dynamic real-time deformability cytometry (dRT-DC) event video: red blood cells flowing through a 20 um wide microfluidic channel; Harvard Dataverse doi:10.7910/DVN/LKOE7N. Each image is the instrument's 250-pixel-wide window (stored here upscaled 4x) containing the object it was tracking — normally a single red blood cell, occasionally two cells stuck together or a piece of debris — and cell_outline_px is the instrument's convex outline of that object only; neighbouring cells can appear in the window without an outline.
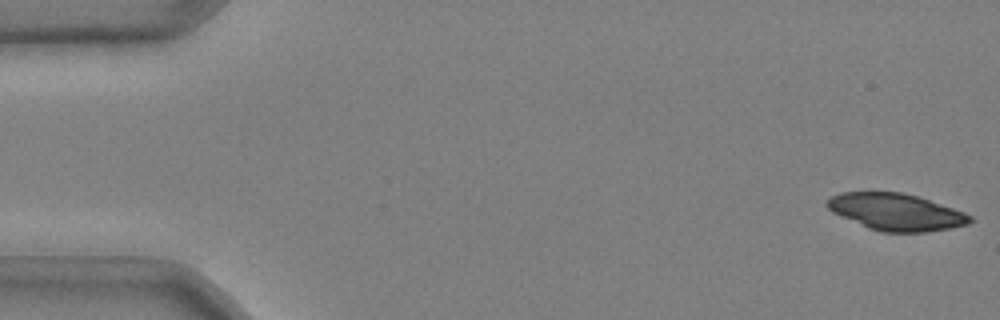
{"species": "common noctule bat (a hibernating species)", "species_latin": "Nyctalus noctula", "temperature_condition": "cold", "stored_images_in_passage": 51, "camera_frame_rate_fps": 3000, "um_per_image_px": 0.085, "animal": {"sex": "male", "body_mass_g": 20.4}, "frame": {"image": 1, "passage_image": 1, "time_ms": 0.0, "image_size_px": [1000, 320], "cell_outline_px": [[976, 220], [968, 224], [948, 228], [924, 232], [880, 232], [868, 228], [840, 216], [832, 212], [824, 204], [832, 196], [840, 192], [900, 192], [916, 196], [964, 212], [972, 216]], "centroid_in_image_um": [76.14, 18.02], "position_along_channel_um": 8.9, "area_um2": 30.52}}
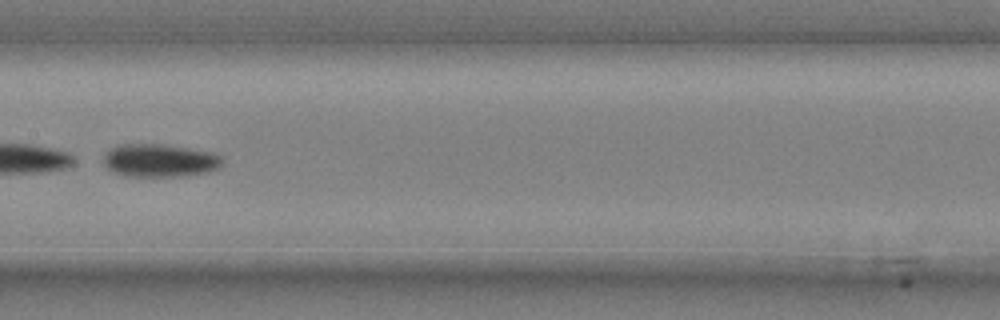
{"frame": {"image": 2, "passage_image": 27, "time_ms": 8.667, "image_size_px": [1000, 320], "cell_outline_px": [[224, 164], [220, 168], [208, 172], [188, 176], [124, 176], [108, 168], [104, 164], [104, 156], [112, 148], [120, 144], [160, 144], [188, 148], [212, 152], [220, 156], [224, 160]], "centroid_in_image_um": [13.64, 13.65], "position_along_channel_um": 193.8, "area_um2": 22.89}}